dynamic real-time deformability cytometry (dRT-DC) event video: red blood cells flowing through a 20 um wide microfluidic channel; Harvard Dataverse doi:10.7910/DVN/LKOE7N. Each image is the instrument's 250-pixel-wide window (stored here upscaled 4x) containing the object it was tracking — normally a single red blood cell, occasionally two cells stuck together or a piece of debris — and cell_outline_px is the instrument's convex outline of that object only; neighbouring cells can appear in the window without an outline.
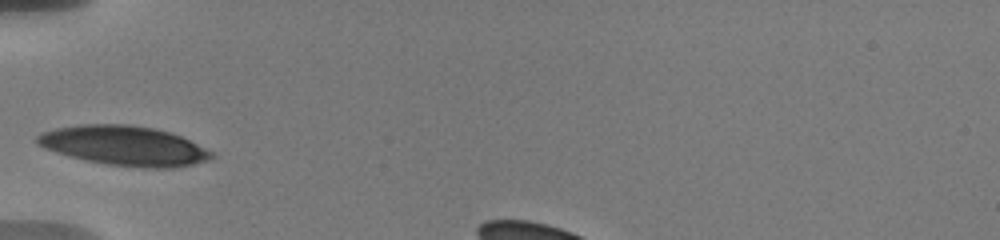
{"species": "human", "species_latin": "Homo sapiens", "temperature_condition": "warm", "stored_images_in_passage": 17, "camera_frame_rate_fps": 3000, "um_per_image_px": 0.085, "donor": {"sex": "male"}, "frame": {"image": 1, "passage_image": 1, "time_ms": 0.0, "image_size_px": [1000, 240], "cell_outline_px": [[216, 156], [208, 160], [192, 164], [172, 168], [140, 168], [108, 164], [88, 160], [56, 152], [44, 148], [36, 144], [36, 136], [44, 132], [56, 128], [80, 124], [132, 124], [172, 132], [212, 152]], "centroid_in_image_um": [10.56, 12.38], "position_along_channel_um": 74.4, "area_um2": 40.06}}
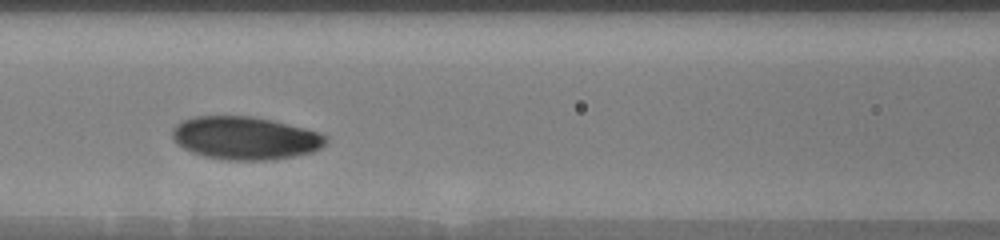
{"frame": {"image": 2, "passage_image": 10, "time_ms": 2.0, "image_size_px": [1000, 240], "cell_outline_px": [[328, 140], [320, 148], [312, 152], [296, 156], [276, 160], [228, 160], [204, 156], [192, 152], [184, 148], [172, 136], [172, 128], [176, 124], [184, 120], [196, 116], [252, 116], [272, 120], [304, 128], [328, 136]], "centroid_in_image_um": [20.86, 11.74], "position_along_channel_um": 145.7, "area_um2": 38.38}}
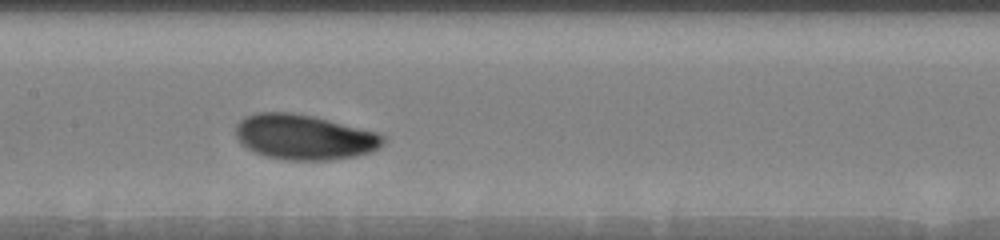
{"frame": {"image": 3, "passage_image": 16, "time_ms": 3.0, "image_size_px": [1000, 240], "cell_outline_px": [[384, 144], [380, 148], [372, 152], [356, 156], [328, 160], [284, 160], [264, 156], [252, 152], [240, 144], [236, 136], [236, 124], [244, 116], [256, 112], [292, 112], [312, 116], [376, 132], [384, 136]], "centroid_in_image_um": [25.82, 11.66], "position_along_channel_um": 181.6, "area_um2": 39.07}}